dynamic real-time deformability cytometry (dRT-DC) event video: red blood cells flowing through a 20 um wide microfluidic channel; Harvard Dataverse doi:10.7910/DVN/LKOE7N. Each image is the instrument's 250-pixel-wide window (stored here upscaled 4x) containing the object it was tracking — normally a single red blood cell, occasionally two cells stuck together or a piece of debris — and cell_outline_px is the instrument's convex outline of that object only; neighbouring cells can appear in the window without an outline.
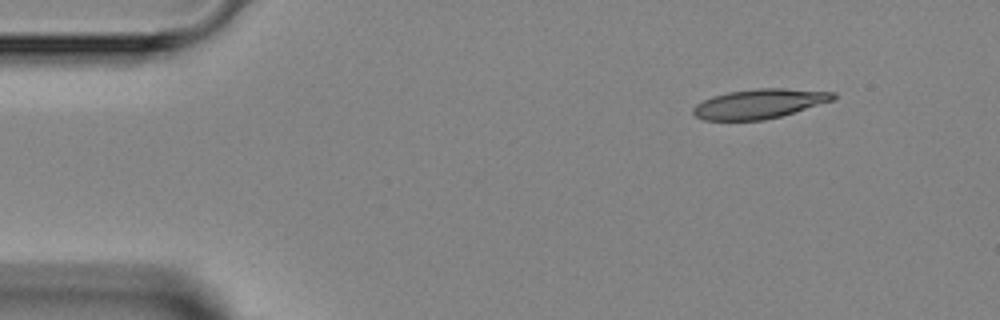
{"species": "Egyptian fruit bat (a non-hibernating species)", "species_latin": "Rousettus aegyptiacus", "temperature_condition": "room temperature", "stored_images_in_passage": 2, "camera_frame_rate_fps": 3000, "um_per_image_px": 0.085, "animal": {"sex": "female"}, "frame": {"image": 1, "passage_image": 1, "time_ms": 0.0, "image_size_px": [1000, 320], "cell_outline_px": [[836, 96], [832, 100], [780, 116], [764, 120], [704, 120], [696, 116], [692, 112], [692, 108], [696, 104], [712, 96], [728, 92], [756, 88], [784, 88], [836, 92]], "centroid_in_image_um": [64.51, 8.81], "position_along_channel_um": 20.5, "area_um2": 23.87}}